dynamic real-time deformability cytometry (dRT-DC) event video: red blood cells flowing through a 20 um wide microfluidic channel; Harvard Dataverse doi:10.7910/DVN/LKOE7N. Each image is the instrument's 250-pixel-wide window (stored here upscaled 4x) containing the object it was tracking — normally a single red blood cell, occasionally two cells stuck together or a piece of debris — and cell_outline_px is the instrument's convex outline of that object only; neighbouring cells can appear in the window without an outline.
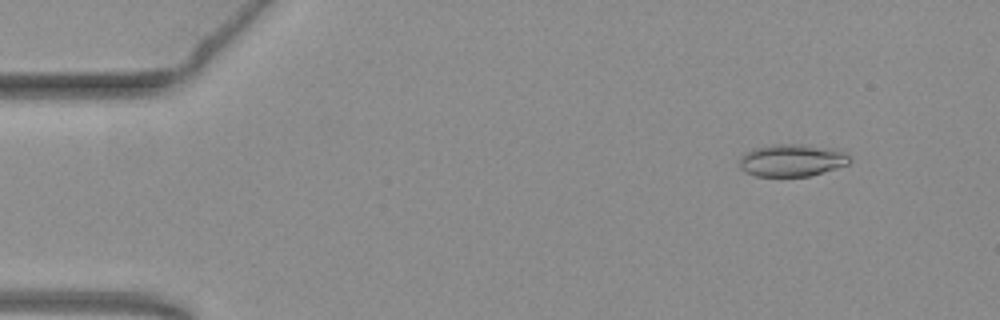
{"species": "common noctule bat (a hibernating species)", "species_latin": "Nyctalus noctula", "temperature_condition": "warm", "stored_images_in_passage": 55, "camera_frame_rate_fps": 3000, "um_per_image_px": 0.085, "animal": {"sex": "female", "body_mass_g": 19.3, "forearm_length_mm": 54.1}, "frame": {"image": 1, "passage_image": 6, "time_ms": 1.667, "image_size_px": [1000, 320], "cell_outline_px": [[852, 160], [848, 164], [836, 168], [808, 176], [756, 176], [740, 168], [740, 156], [744, 152], [752, 148], [772, 144], [804, 144], [840, 148], [848, 152]], "centroid_in_image_um": [67.37, 13.59], "position_along_channel_um": 17.6, "area_um2": 21.21}}
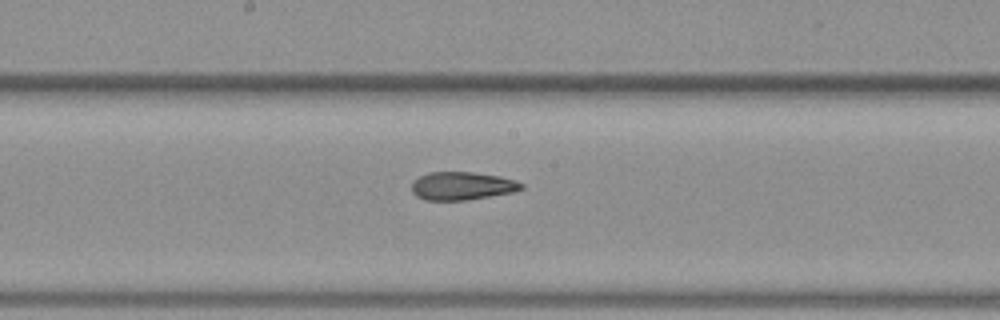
{"frame": {"image": 2, "passage_image": 29, "time_ms": 9.333, "image_size_px": [1000, 320], "cell_outline_px": [[524, 188], [512, 192], [464, 200], [424, 200], [416, 196], [412, 192], [412, 180], [428, 172], [472, 172], [500, 176], [516, 180], [524, 184]], "centroid_in_image_um": [39.25, 15.79], "position_along_channel_um": 208.9, "area_um2": 17.98}}
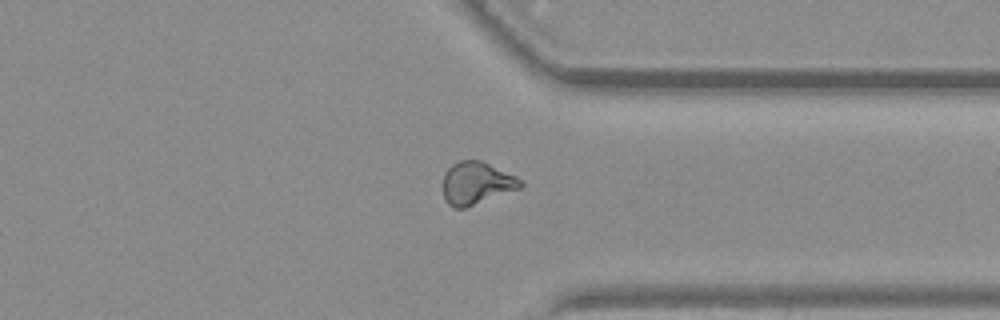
{"frame": {"image": 3, "passage_image": 42, "time_ms": 13.667, "image_size_px": [1000, 320], "cell_outline_px": [[524, 184], [520, 188], [464, 208], [452, 208], [448, 204], [444, 196], [444, 172], [452, 164], [460, 160], [480, 160], [516, 176]], "centroid_in_image_um": [40.48, 15.56], "position_along_channel_um": 370.9, "area_um2": 18.96}, "authors_computed_cell_mechanics": {"area_um2": 19.2474, "velocity_mm_per_s": 3.79, "shape_relaxation_time_tau1_ms": null, "shape_relaxation_time_tau2_ms": 2.366, "deformation_change_tau1": null, "deformation_change_tau2": 0.0958}}